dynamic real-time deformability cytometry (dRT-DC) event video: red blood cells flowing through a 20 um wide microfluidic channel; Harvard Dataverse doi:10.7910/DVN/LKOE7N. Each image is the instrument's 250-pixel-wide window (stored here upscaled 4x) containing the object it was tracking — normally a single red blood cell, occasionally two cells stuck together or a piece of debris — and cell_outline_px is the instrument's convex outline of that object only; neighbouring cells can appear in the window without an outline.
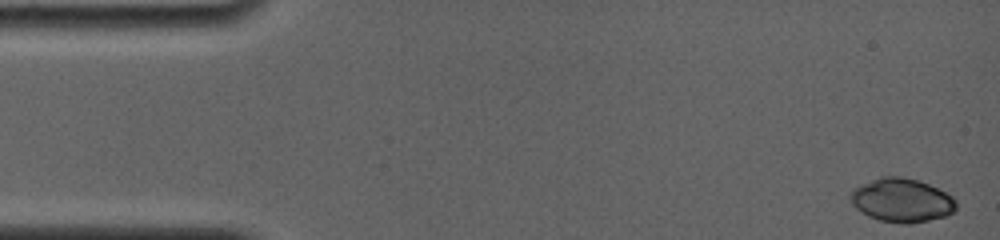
{"species": "common noctule bat (a hibernating species)", "species_latin": "Nyctalus noctula", "temperature_condition": "room temperature", "stored_images_in_passage": 7, "camera_frame_rate_fps": 4000, "um_per_image_px": 0.085, "animal": {"sex": "female", "body_mass_g": 19.0, "forearm_length_mm": 56.7}, "frame": {"image": 1, "passage_image": 1, "time_ms": 0.0, "image_size_px": [1000, 240], "cell_outline_px": [[956, 208], [952, 212], [944, 216], [912, 224], [900, 224], [880, 220], [868, 216], [856, 208], [848, 200], [848, 192], [852, 188], [880, 176], [900, 176], [916, 180], [928, 184], [952, 196], [956, 200]], "centroid_in_image_um": [76.58, 17.02], "position_along_channel_um": 8.4, "area_um2": 27.11}}
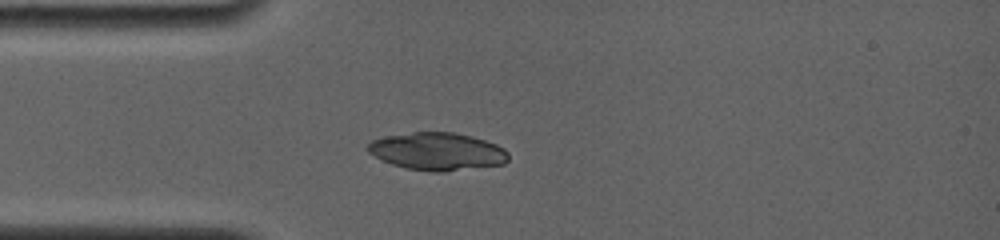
{"frame": {"image": 2, "passage_image": 7, "time_ms": 4.0, "image_size_px": [1000, 240], "cell_outline_px": [[508, 160], [504, 164], [440, 172], [428, 172], [408, 168], [392, 164], [368, 152], [364, 148], [372, 140], [384, 136], [412, 132], [452, 132], [472, 136], [496, 144], [504, 148], [508, 152]], "centroid_in_image_um": [37.17, 12.86], "position_along_channel_um": 47.8, "area_um2": 30.81}}